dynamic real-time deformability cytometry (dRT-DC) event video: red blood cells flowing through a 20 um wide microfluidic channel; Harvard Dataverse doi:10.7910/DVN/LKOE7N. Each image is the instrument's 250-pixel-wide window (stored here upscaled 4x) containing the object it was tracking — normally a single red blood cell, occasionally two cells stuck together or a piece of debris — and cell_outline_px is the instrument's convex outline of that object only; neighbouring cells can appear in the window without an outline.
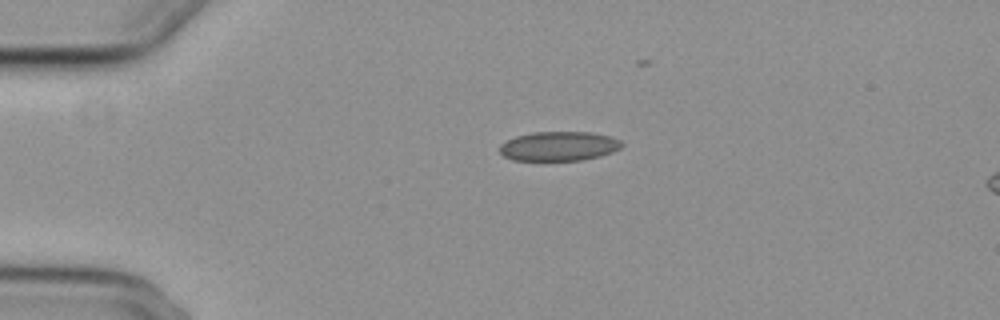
{"species": "common noctule bat (a hibernating species)", "species_latin": "Nyctalus noctula", "temperature_condition": "cold", "stored_images_in_passage": 32, "camera_frame_rate_fps": 3000, "um_per_image_px": 0.085, "animal": {"sex": "female", "body_mass_g": 29.2, "forearm_length_mm": 56.3}, "frame": {"image": 1, "passage_image": 1, "time_ms": 0.0, "image_size_px": [1000, 320], "cell_outline_px": [[624, 144], [620, 148], [612, 152], [600, 156], [584, 160], [512, 160], [504, 156], [500, 152], [500, 144], [516, 136], [532, 132], [592, 132], [612, 136], [620, 140]], "centroid_in_image_um": [47.54, 12.42], "position_along_channel_um": 37.5, "area_um2": 20.98}}
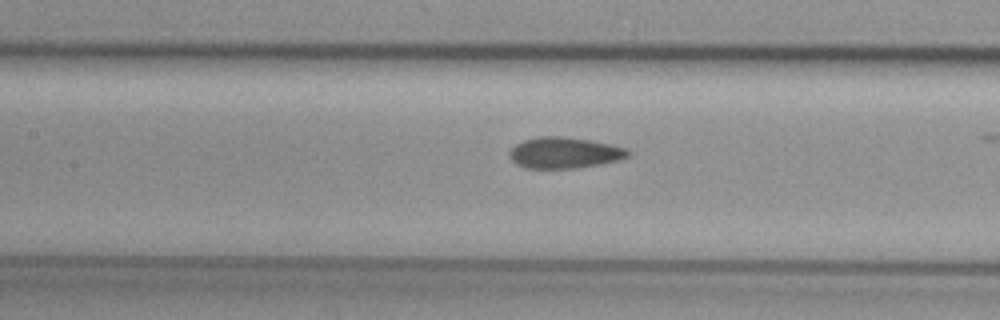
{"frame": {"image": 2, "passage_image": 14, "time_ms": 4.333, "image_size_px": [1000, 320], "cell_outline_px": [[632, 152], [628, 156], [620, 160], [600, 164], [576, 168], [524, 168], [516, 164], [508, 156], [508, 152], [516, 144], [524, 140], [540, 136], [560, 136], [592, 140], [628, 148]], "centroid_in_image_um": [47.99, 12.98], "position_along_channel_um": 159.4, "area_um2": 21.68}}
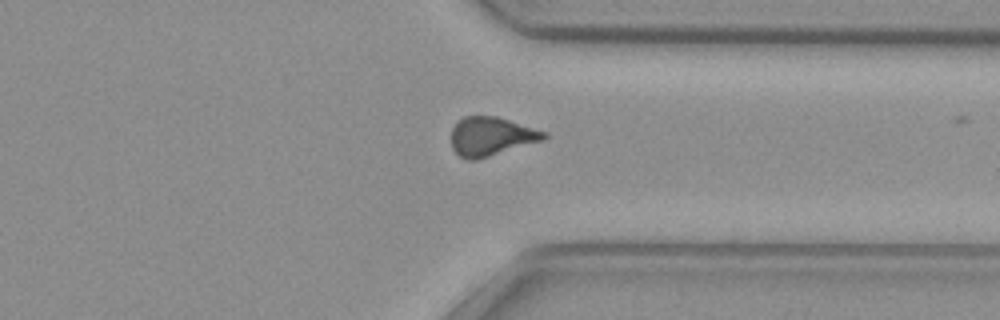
{"frame": {"image": 3, "passage_image": 31, "time_ms": 10.0, "image_size_px": [1000, 320], "cell_outline_px": [[548, 136], [544, 140], [476, 160], [468, 160], [460, 156], [452, 148], [452, 128], [456, 120], [464, 116], [496, 116], [548, 132]], "centroid_in_image_um": [41.75, 11.58], "position_along_channel_um": 369.7, "area_um2": 21.04}}